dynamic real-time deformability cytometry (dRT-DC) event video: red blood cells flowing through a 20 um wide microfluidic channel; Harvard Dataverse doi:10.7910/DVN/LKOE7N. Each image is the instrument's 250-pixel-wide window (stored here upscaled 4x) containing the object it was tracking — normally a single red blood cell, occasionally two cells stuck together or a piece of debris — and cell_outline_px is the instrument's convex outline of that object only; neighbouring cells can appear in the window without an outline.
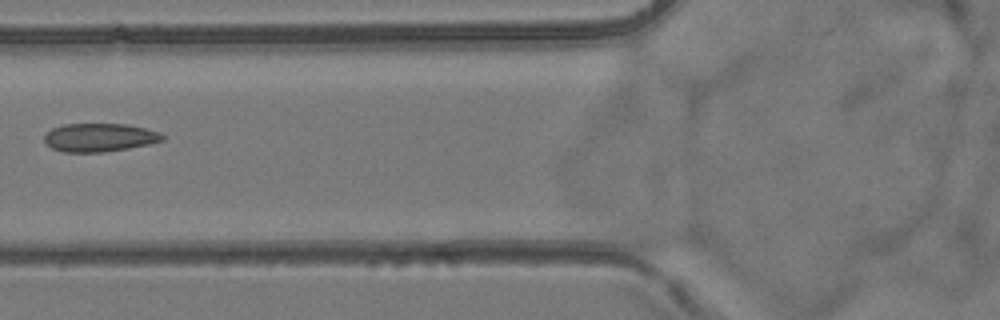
{"species": "common noctule bat (a hibernating species)", "species_latin": "Nyctalus noctula", "temperature_condition": "room temperature", "stored_images_in_passage": 2, "camera_frame_rate_fps": 3000, "um_per_image_px": 0.085, "animal": {"sex": "female", "body_mass_g": 24.6, "forearm_length_mm": 56.2}, "frame": {"image": 1, "passage_image": 2, "time_ms": 1.0, "image_size_px": [1000, 320], "cell_outline_px": [[164, 140], [148, 144], [128, 148], [104, 152], [64, 152], [52, 148], [44, 144], [44, 136], [52, 128], [64, 124], [128, 124], [160, 132], [164, 136]], "centroid_in_image_um": [8.44, 11.68], "position_along_channel_um": 117.4, "area_um2": 19.54}}